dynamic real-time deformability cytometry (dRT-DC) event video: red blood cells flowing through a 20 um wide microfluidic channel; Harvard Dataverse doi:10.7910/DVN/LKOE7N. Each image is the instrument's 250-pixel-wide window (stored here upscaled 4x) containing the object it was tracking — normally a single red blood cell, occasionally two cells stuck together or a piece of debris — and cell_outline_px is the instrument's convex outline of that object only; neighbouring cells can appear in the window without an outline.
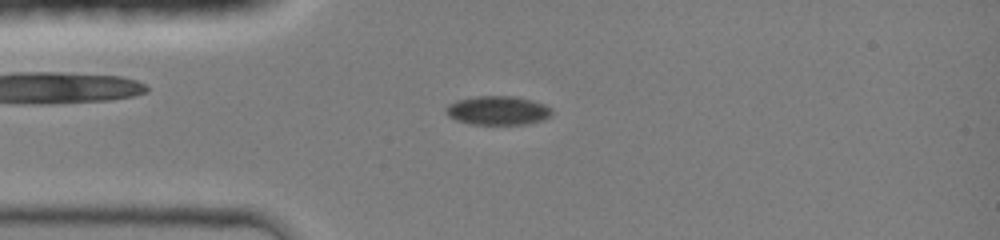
{"species": "common noctule bat (a hibernating species)", "species_latin": "Nyctalus noctula", "temperature_condition": "room temperature", "stored_images_in_passage": 45, "camera_frame_rate_fps": 3000, "um_per_image_px": 0.085, "animal": {"sex": "female", "body_mass_g": 19.0, "forearm_length_mm": 51.5}, "frame": {"image": 1, "passage_image": 10, "time_ms": 3.0, "image_size_px": [1000, 240], "cell_outline_px": [[552, 116], [544, 120], [528, 124], [472, 124], [456, 120], [448, 116], [444, 112], [444, 108], [448, 104], [456, 100], [476, 96], [512, 96], [532, 100], [544, 104], [552, 108]], "centroid_in_image_um": [42.31, 9.39], "position_along_channel_um": 42.7, "area_um2": 18.09}}
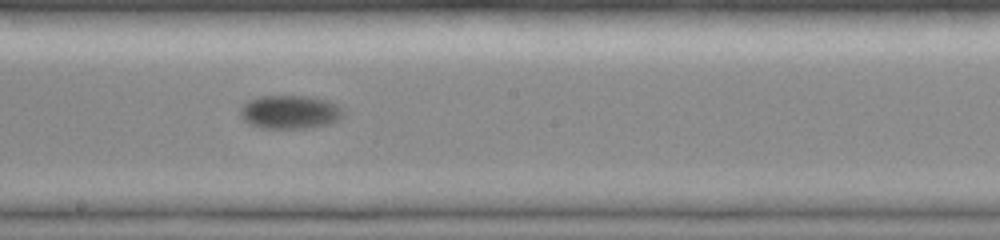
{"frame": {"image": 2, "passage_image": 24, "time_ms": 7.667, "image_size_px": [1000, 240], "cell_outline_px": [[344, 116], [328, 124], [312, 128], [260, 128], [248, 124], [240, 116], [240, 108], [248, 100], [260, 96], [312, 96], [328, 100], [336, 104], [344, 112]], "centroid_in_image_um": [24.63, 9.52], "position_along_channel_um": 223.6, "area_um2": 20.35}}
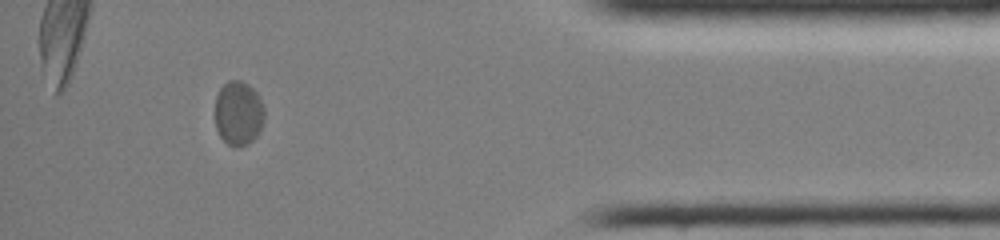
{"frame": {"image": 3, "passage_image": 40, "time_ms": 13.0, "image_size_px": [1000, 240], "cell_outline_px": [[264, 120], [256, 136], [248, 144], [240, 148], [236, 148], [228, 144], [220, 136], [216, 128], [216, 96], [220, 88], [228, 80], [240, 80], [248, 84], [260, 96], [264, 108]], "centroid_in_image_um": [20.28, 9.62], "position_along_channel_um": 414.9, "area_um2": 18.61}, "authors_computed_cell_mechanics": {"area_um2": 19.0162, "velocity_mm_per_s": 4.1686, "shape_relaxation_time_tau1_ms": 1.5766, "shape_relaxation_time_tau2_ms": null, "deformation_change_tau1": 0.0498, "deformation_change_tau2": null}}